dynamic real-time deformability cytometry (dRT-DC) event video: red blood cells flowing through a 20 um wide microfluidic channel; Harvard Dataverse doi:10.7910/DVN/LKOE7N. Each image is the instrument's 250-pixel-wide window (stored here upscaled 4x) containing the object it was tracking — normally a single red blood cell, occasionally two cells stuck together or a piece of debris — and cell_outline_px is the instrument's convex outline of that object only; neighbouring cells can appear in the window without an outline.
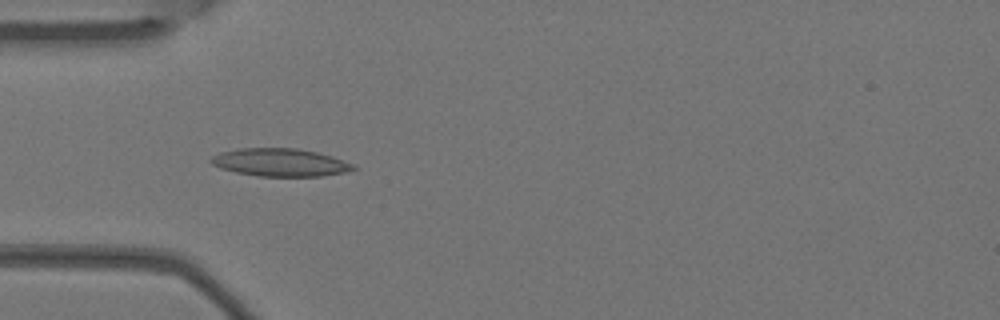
{"species": "Egyptian fruit bat (a non-hibernating species)", "species_latin": "Rousettus aegyptiacus", "temperature_condition": "warm", "stored_images_in_passage": 5, "camera_frame_rate_fps": 3000, "um_per_image_px": 0.085, "animal": {"sex": "female"}, "frame": {"image": 1, "passage_image": 2, "time_ms": 0.333, "image_size_px": [1000, 320], "cell_outline_px": [[356, 168], [344, 172], [320, 176], [256, 176], [236, 172], [220, 168], [212, 164], [208, 160], [212, 156], [220, 152], [236, 148], [296, 148], [316, 152], [332, 156], [356, 164]], "centroid_in_image_um": [23.79, 13.8], "position_along_channel_um": 61.2, "area_um2": 23.18}}
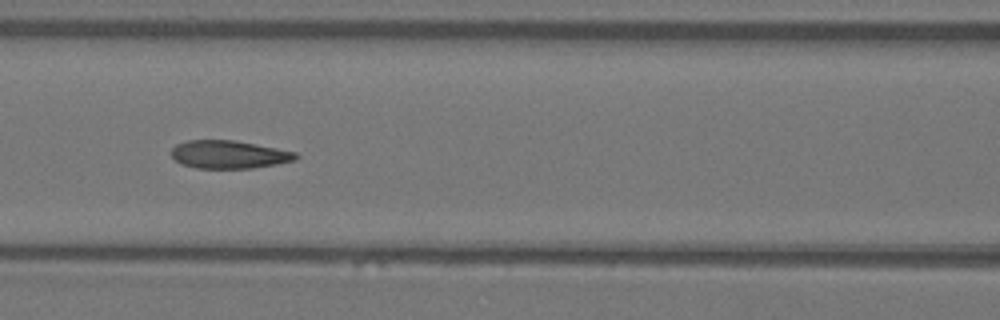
{"frame": {"image": 2, "passage_image": 4, "time_ms": 1.0, "image_size_px": [1000, 320], "cell_outline_px": [[300, 156], [296, 160], [276, 164], [252, 168], [196, 168], [180, 164], [172, 156], [172, 148], [176, 144], [188, 140], [232, 140], [256, 144], [296, 152]], "centroid_in_image_um": [19.46, 13.13], "position_along_channel_um": 147.1, "area_um2": 20.29}}
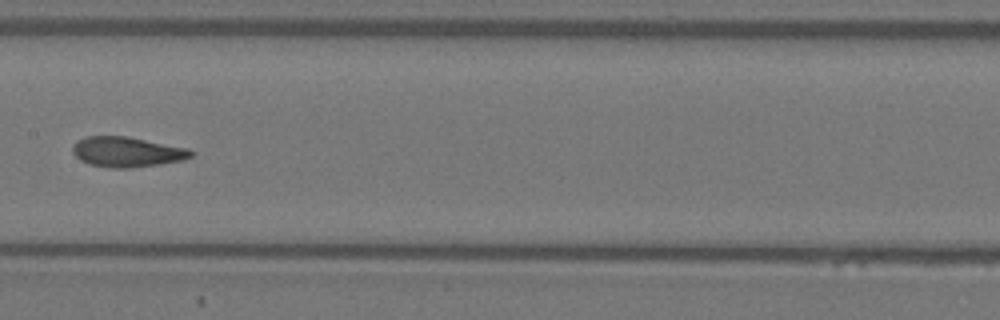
{"frame": {"image": 3, "passage_image": 5, "time_ms": 1.333, "image_size_px": [1000, 320], "cell_outline_px": [[196, 152], [192, 156], [184, 160], [160, 164], [132, 168], [108, 168], [88, 164], [80, 160], [72, 152], [72, 144], [76, 140], [84, 136], [124, 136], [188, 148]], "centroid_in_image_um": [10.76, 12.92], "position_along_channel_um": 196.6, "area_um2": 21.04}}